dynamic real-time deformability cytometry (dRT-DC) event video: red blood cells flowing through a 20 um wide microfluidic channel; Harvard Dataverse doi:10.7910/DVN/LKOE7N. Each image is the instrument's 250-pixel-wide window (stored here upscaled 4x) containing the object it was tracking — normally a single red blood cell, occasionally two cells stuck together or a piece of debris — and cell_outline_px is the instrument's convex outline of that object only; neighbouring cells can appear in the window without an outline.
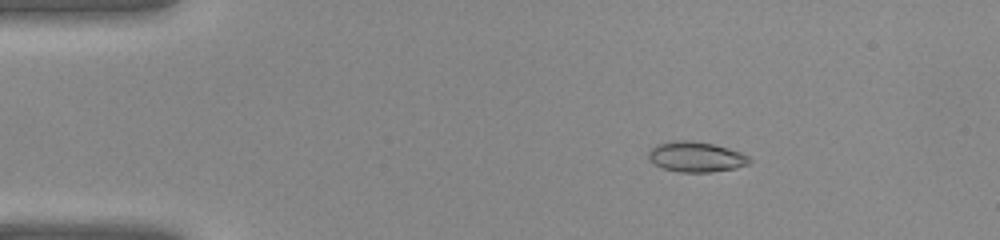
{"species": "common noctule bat (a hibernating species)", "species_latin": "Nyctalus noctula", "temperature_condition": "warm", "stored_images_in_passage": 41, "camera_frame_rate_fps": 3000, "um_per_image_px": 0.085, "animal": {"sex": "female", "body_mass_g": 22.0, "forearm_length_mm": 56.7}, "frame": {"image": 1, "passage_image": 7, "time_ms": 2.0, "image_size_px": [1000, 240], "cell_outline_px": [[752, 160], [748, 164], [736, 168], [712, 172], [680, 172], [664, 168], [648, 160], [648, 152], [656, 144], [672, 140], [692, 140], [712, 144], [728, 148], [740, 152], [748, 156]], "centroid_in_image_um": [59.15, 13.32], "position_along_channel_um": 25.9, "area_um2": 17.86}}
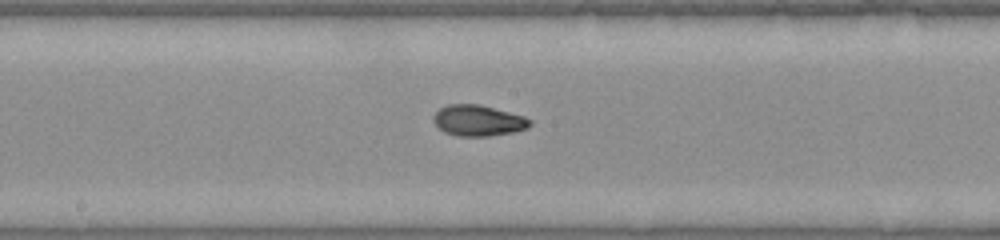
{"frame": {"image": 2, "passage_image": 22, "time_ms": 7.0, "image_size_px": [1000, 240], "cell_outline_px": [[532, 124], [528, 128], [512, 132], [488, 136], [456, 136], [444, 132], [432, 120], [432, 116], [440, 108], [448, 104], [480, 104], [524, 116], [532, 120]], "centroid_in_image_um": [40.64, 10.24], "position_along_channel_um": 207.6, "area_um2": 17.46}}
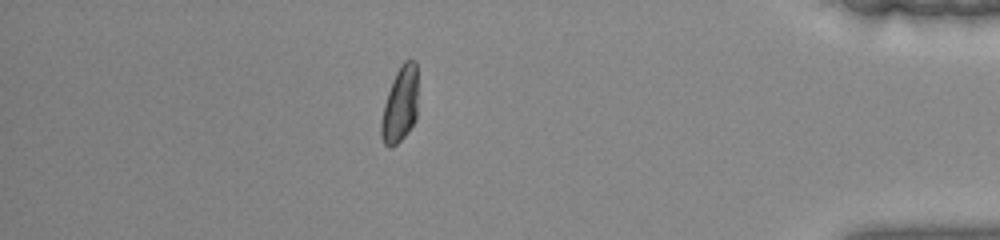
{"frame": {"image": 3, "passage_image": 36, "time_ms": 11.667, "image_size_px": [1000, 240], "cell_outline_px": [[416, 120], [408, 132], [392, 148], [388, 148], [384, 144], [380, 136], [380, 124], [384, 104], [392, 80], [400, 64], [404, 60], [416, 60]], "centroid_in_image_um": [33.98, 8.92], "position_along_channel_um": 401.2, "area_um2": 16.24}}